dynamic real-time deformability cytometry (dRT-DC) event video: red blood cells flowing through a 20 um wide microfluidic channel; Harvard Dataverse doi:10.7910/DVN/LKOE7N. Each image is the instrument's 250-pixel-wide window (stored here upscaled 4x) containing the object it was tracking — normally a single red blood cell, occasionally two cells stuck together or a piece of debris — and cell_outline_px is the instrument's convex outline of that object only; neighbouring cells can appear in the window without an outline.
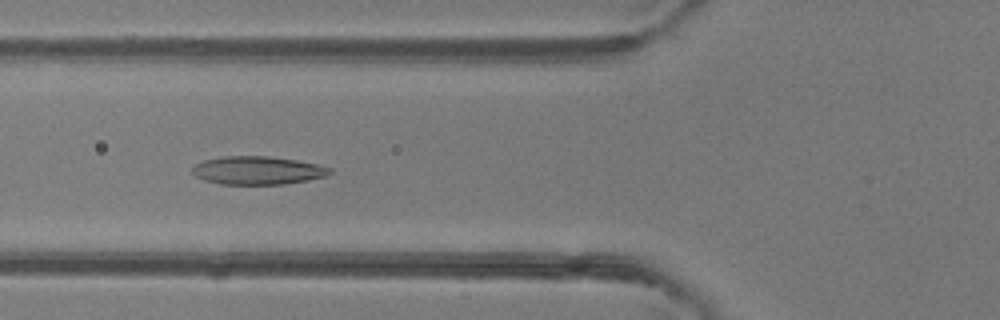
{"species": "common noctule bat (a hibernating species)", "species_latin": "Nyctalus noctula", "temperature_condition": "room temperature", "stored_images_in_passage": 7, "camera_frame_rate_fps": 3000, "um_per_image_px": 0.085, "animal": {"sex": "female"}, "frame": {"image": 1, "passage_image": 5, "time_ms": 5.333, "image_size_px": [1000, 320], "cell_outline_px": [[332, 172], [324, 176], [308, 180], [284, 184], [220, 184], [204, 180], [196, 176], [192, 172], [192, 168], [196, 164], [204, 160], [224, 156], [268, 156], [296, 160], [316, 164], [332, 168]], "centroid_in_image_um": [21.89, 14.48], "position_along_channel_um": 103.9, "area_um2": 22.48}}
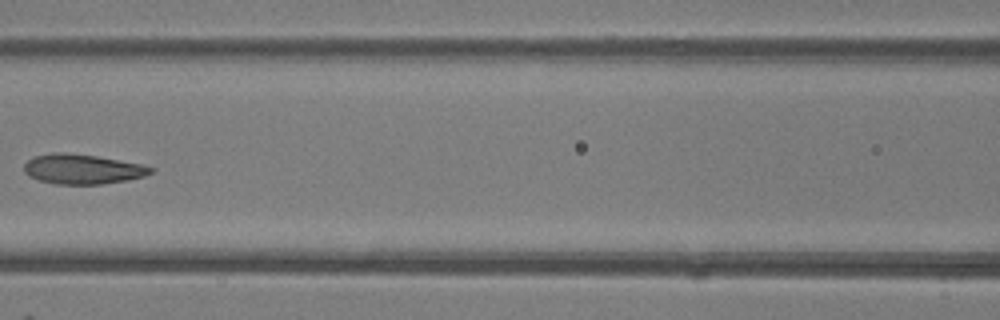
{"frame": {"image": 2, "passage_image": 6, "time_ms": 6.667, "image_size_px": [1000, 320], "cell_outline_px": [[156, 168], [152, 172], [144, 176], [128, 180], [100, 184], [56, 184], [40, 180], [28, 176], [24, 172], [24, 164], [28, 160], [36, 156], [52, 152], [64, 152], [96, 156], [140, 164]], "centroid_in_image_um": [7.0, 14.37], "position_along_channel_um": 159.6, "area_um2": 21.91}}
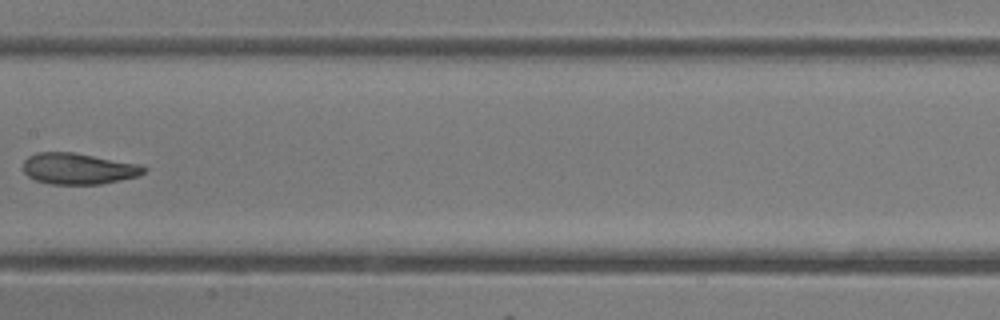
{"frame": {"image": 3, "passage_image": 7, "time_ms": 7.667, "image_size_px": [1000, 320], "cell_outline_px": [[148, 168], [144, 172], [136, 176], [120, 180], [100, 184], [52, 184], [36, 180], [28, 176], [24, 172], [24, 160], [28, 156], [36, 152], [72, 152], [140, 164]], "centroid_in_image_um": [6.65, 14.33], "position_along_channel_um": 200.8, "area_um2": 21.79}}